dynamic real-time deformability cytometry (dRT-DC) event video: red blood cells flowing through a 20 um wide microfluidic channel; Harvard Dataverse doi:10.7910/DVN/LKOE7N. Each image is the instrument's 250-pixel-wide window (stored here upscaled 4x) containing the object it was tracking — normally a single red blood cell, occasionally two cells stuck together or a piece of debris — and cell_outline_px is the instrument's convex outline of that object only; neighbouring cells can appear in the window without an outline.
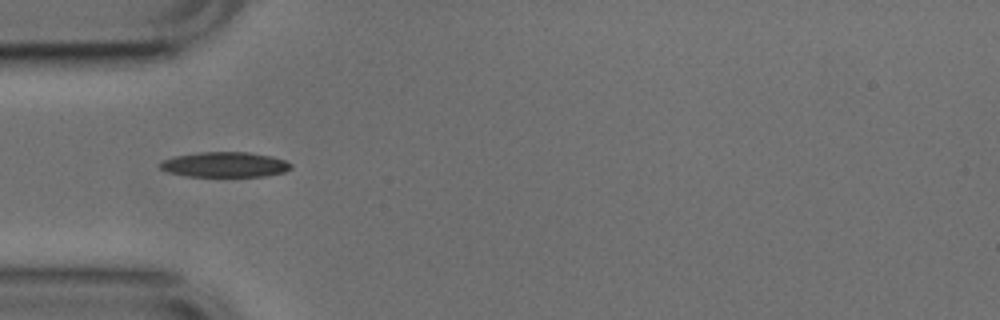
{"species": "common noctule bat (a hibernating species)", "species_latin": "Nyctalus noctula", "temperature_condition": "cold", "stored_images_in_passage": 39, "camera_frame_rate_fps": 3000, "um_per_image_px": 0.085, "animal": {"sex": "male", "body_mass_g": 17.9, "forearm_length_mm": 54.2}, "frame": {"image": 1, "passage_image": 6, "time_ms": 1.667, "image_size_px": [1000, 320], "cell_outline_px": [[292, 168], [284, 172], [268, 176], [188, 176], [168, 172], [160, 168], [160, 164], [164, 160], [176, 156], [200, 152], [248, 152], [272, 156], [284, 160], [292, 164]], "centroid_in_image_um": [19.16, 13.99], "position_along_channel_um": 65.8, "area_um2": 19.07}, "authors_computed_cell_mechanics": {"area_um2": 18.785, "velocity_mm_per_s": 3.7883, "shape_relaxation_time_tau1_ms": 5.529, "shape_relaxation_time_tau2_ms": 3.7282, "deformation_change_tau1": 0.1445, "deformation_change_tau2": 0.1191}}